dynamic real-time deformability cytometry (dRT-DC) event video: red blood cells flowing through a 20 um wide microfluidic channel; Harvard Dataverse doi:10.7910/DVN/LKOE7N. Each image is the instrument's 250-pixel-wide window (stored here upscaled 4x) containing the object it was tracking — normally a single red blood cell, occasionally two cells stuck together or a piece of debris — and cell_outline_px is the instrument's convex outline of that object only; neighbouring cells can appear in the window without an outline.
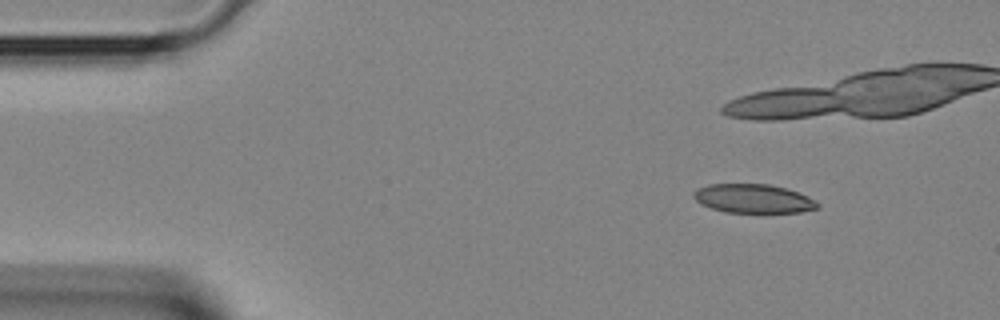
{"species": "Egyptian fruit bat (a non-hibernating species)", "species_latin": "Rousettus aegyptiacus", "temperature_condition": "room temperature", "stored_images_in_passage": 5, "camera_frame_rate_fps": 3000, "um_per_image_px": 0.085, "animal": {"sex": "female"}, "frame": {"image": 1, "passage_image": 1, "time_ms": 0.0, "image_size_px": [1000, 320], "cell_outline_px": [[820, 208], [800, 212], [724, 212], [700, 204], [692, 196], [692, 192], [696, 188], [708, 184], [768, 184], [784, 188], [808, 196], [820, 204]], "centroid_in_image_um": [63.99, 16.88], "position_along_channel_um": 21.0, "area_um2": 20.87}}